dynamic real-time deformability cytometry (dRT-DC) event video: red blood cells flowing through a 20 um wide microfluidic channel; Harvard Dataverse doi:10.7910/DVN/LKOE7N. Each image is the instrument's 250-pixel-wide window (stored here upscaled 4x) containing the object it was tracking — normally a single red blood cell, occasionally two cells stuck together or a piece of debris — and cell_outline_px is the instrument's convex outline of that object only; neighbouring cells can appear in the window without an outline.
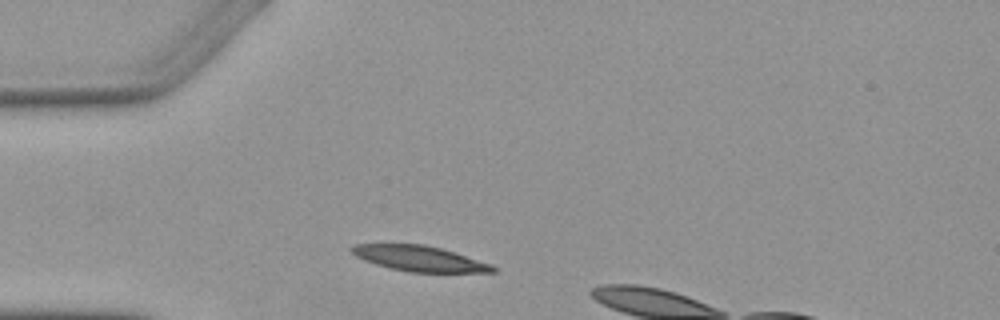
{"species": "Egyptian fruit bat (a non-hibernating species)", "species_latin": "Rousettus aegyptiacus", "temperature_condition": "warm", "stored_images_in_passage": 2, "camera_frame_rate_fps": 3000, "um_per_image_px": 0.085, "animal": {"sex": "female"}, "frame": {"image": 1, "passage_image": 1, "time_ms": 0.0, "image_size_px": [1000, 320], "cell_outline_px": [[496, 272], [408, 272], [388, 268], [364, 260], [356, 256], [348, 248], [356, 244], [424, 244], [440, 248], [492, 264], [496, 268]], "centroid_in_image_um": [35.63, 21.98], "position_along_channel_um": 49.4, "area_um2": 20.81}}